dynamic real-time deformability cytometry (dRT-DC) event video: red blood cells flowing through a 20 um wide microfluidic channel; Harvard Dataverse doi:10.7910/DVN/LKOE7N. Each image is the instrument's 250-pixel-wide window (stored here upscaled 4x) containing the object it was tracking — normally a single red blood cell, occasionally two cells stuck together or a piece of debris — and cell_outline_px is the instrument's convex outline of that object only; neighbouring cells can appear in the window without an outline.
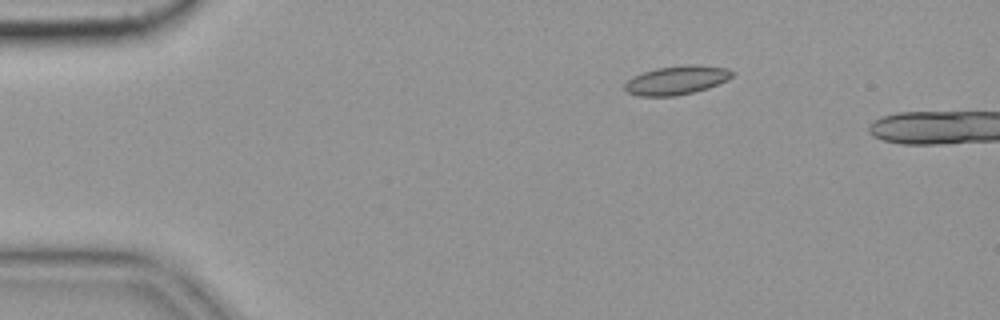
{"species": "common noctule bat (a hibernating species)", "species_latin": "Nyctalus noctula", "temperature_condition": "cold", "stored_images_in_passage": 11, "camera_frame_rate_fps": 3000, "um_per_image_px": 0.085, "animal": {"sex": "female", "body_mass_g": 19.9}, "frame": {"image": 1, "passage_image": 8, "time_ms": 2.333, "image_size_px": [1000, 320], "cell_outline_px": [[732, 76], [728, 80], [708, 88], [676, 96], [636, 96], [628, 92], [624, 88], [624, 84], [632, 76], [656, 68], [688, 64], [692, 64], [728, 68], [732, 72]], "centroid_in_image_um": [57.49, 6.82], "position_along_channel_um": 27.5, "area_um2": 18.03}}